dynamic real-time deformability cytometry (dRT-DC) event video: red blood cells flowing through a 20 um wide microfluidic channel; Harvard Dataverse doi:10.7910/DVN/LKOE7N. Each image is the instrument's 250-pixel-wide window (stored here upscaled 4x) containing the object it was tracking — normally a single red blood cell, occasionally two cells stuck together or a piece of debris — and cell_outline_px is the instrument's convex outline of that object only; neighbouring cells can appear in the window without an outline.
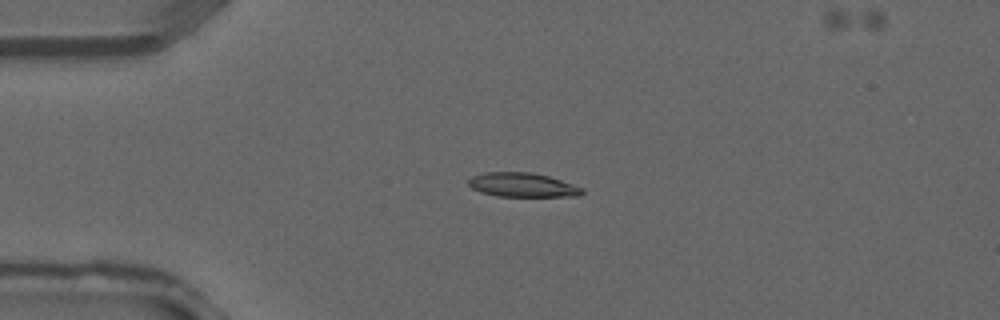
{"species": "common noctule bat (a hibernating species)", "species_latin": "Nyctalus noctula", "temperature_condition": "warm", "stored_images_in_passage": 3, "camera_frame_rate_fps": 3000, "um_per_image_px": 0.085, "animal": {"sex": "male", "forearm_length_mm": 52.5}, "frame": {"image": 1, "passage_image": 2, "time_ms": 0.333, "image_size_px": [1000, 320], "cell_outline_px": [[584, 192], [580, 196], [496, 196], [480, 192], [472, 188], [468, 184], [468, 180], [472, 176], [484, 172], [528, 172], [548, 176], [584, 188]], "centroid_in_image_um": [44.39, 15.72], "position_along_channel_um": 40.6, "area_um2": 15.95}}